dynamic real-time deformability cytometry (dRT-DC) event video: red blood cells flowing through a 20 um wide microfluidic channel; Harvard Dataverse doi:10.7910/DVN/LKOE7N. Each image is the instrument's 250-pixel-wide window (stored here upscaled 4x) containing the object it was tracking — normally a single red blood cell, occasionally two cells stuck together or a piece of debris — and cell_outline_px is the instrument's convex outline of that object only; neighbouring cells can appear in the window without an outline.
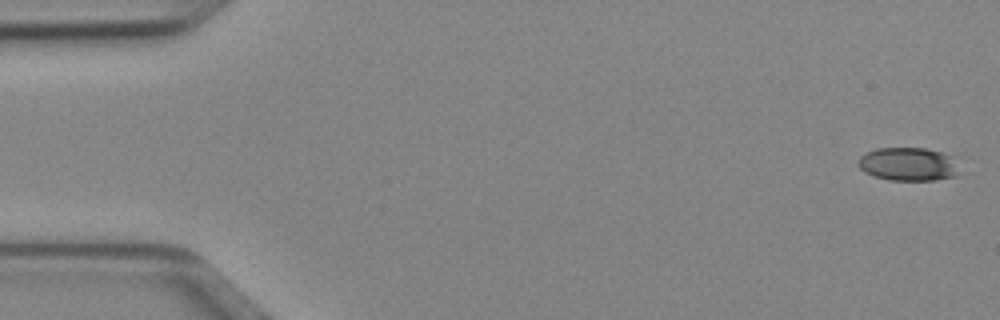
{"species": "Egyptian fruit bat (a non-hibernating species)", "species_latin": "Rousettus aegyptiacus", "temperature_condition": "cold", "stored_images_in_passage": 8, "camera_frame_rate_fps": 3000, "um_per_image_px": 0.085, "animal": {"sex": "female"}, "frame": {"image": 1, "passage_image": 1, "time_ms": 0.0, "image_size_px": [1000, 320], "cell_outline_px": [[960, 176], [936, 180], [888, 180], [872, 176], [864, 172], [860, 168], [860, 156], [876, 148], [924, 148], [940, 152], [952, 156]], "centroid_in_image_um": [77.22, 13.97], "position_along_channel_um": 7.8, "area_um2": 19.65}}